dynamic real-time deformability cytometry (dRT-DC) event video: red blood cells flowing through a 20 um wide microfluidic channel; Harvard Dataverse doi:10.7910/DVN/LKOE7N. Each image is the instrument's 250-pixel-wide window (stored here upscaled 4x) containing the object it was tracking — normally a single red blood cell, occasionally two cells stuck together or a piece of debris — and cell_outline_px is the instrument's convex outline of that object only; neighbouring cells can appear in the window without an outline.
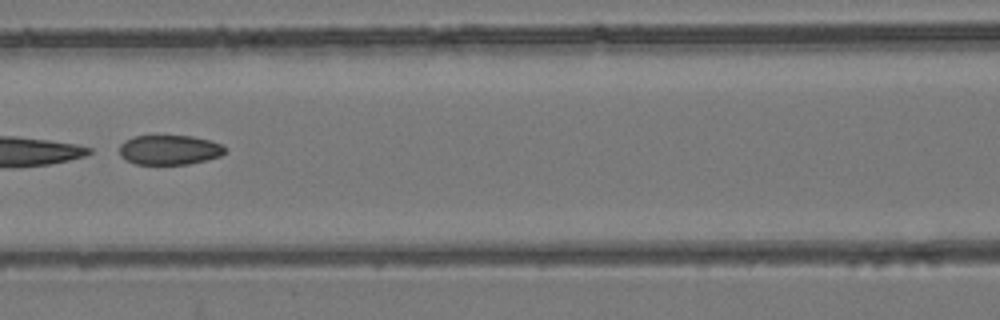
{"species": "common noctule bat (a hibernating species)", "species_latin": "Nyctalus noctula", "temperature_condition": "room temperature", "stored_images_in_passage": 6, "camera_frame_rate_fps": 3000, "um_per_image_px": 0.085, "animal": {"sex": "female", "body_mass_g": 24.6, "forearm_length_mm": 56.2}, "frame": {"image": 1, "passage_image": 6, "time_ms": 7.333, "image_size_px": [1000, 320], "cell_outline_px": [[228, 152], [220, 156], [208, 160], [188, 164], [136, 164], [120, 156], [120, 144], [124, 140], [132, 136], [192, 136], [208, 140], [220, 144], [228, 148]], "centroid_in_image_um": [14.43, 12.74], "position_along_channel_um": 152.2, "area_um2": 18.38}}